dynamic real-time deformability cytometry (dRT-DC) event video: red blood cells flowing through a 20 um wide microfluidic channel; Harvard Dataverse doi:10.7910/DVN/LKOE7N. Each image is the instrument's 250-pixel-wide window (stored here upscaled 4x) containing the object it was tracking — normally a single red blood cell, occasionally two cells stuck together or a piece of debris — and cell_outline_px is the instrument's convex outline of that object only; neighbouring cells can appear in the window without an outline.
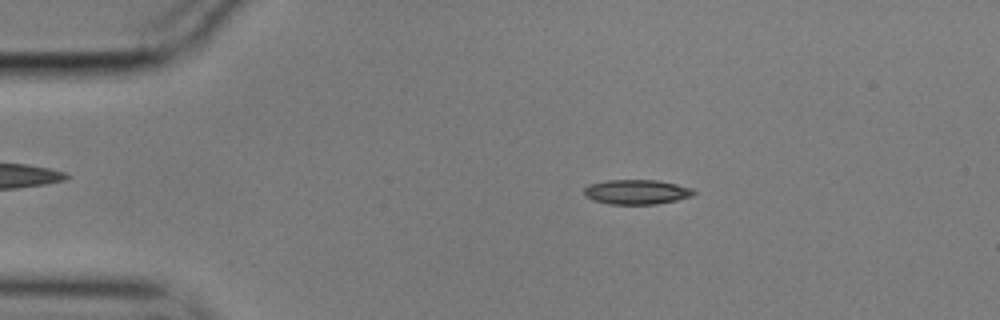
{"species": "common noctule bat (a hibernating species)", "species_latin": "Nyctalus noctula", "temperature_condition": "cold", "stored_images_in_passage": 56, "camera_frame_rate_fps": 3000, "um_per_image_px": 0.085, "animal": {"sex": "male", "body_mass_g": 17.9}, "frame": {"image": 1, "passage_image": 10, "time_ms": 3.0, "image_size_px": [1000, 320], "cell_outline_px": [[696, 192], [692, 196], [676, 200], [656, 204], [608, 204], [592, 200], [584, 192], [584, 188], [588, 184], [608, 180], [656, 180], [676, 184], [692, 188]], "centroid_in_image_um": [54.11, 16.31], "position_along_channel_um": 30.9, "area_um2": 15.72}}
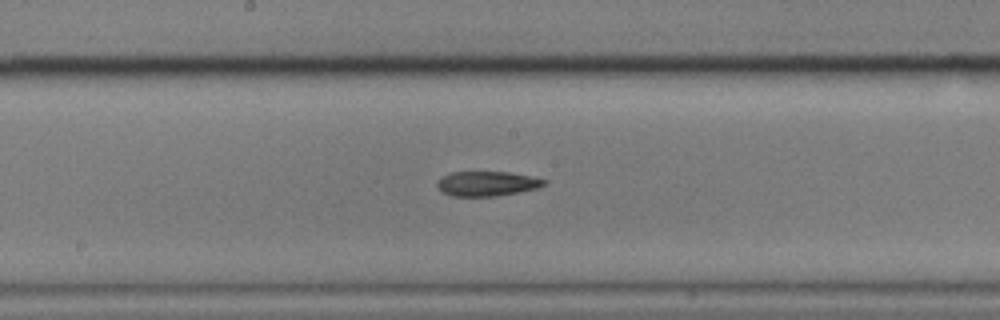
{"frame": {"image": 2, "passage_image": 29, "time_ms": 9.333, "image_size_px": [1000, 320], "cell_outline_px": [[548, 180], [544, 184], [536, 188], [520, 192], [496, 196], [452, 196], [436, 188], [436, 184], [444, 176], [452, 172], [508, 172]], "centroid_in_image_um": [41.38, 15.61], "position_along_channel_um": 206.8, "area_um2": 15.2}}
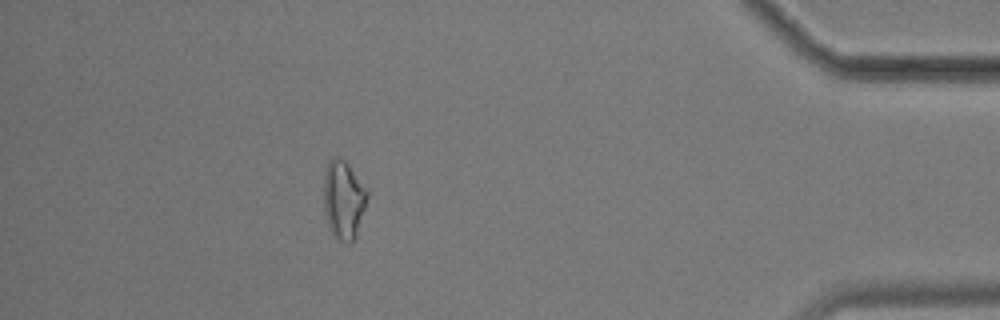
{"frame": {"image": 3, "passage_image": 50, "time_ms": 16.333, "image_size_px": [1000, 320], "cell_outline_px": [[368, 196], [356, 236], [352, 244], [348, 244], [332, 236], [324, 212], [324, 168], [328, 160], [332, 156], [336, 156], [344, 160], [348, 164], [368, 192]], "centroid_in_image_um": [29.17, 16.98], "position_along_channel_um": 406.0, "area_um2": 20.06}, "authors_computed_cell_mechanics": {"area_um2": 15.8083, "velocity_mm_per_s": 3.5298, "shape_relaxation_time_tau1_ms": null, "shape_relaxation_time_tau2_ms": 10.1407, "deformation_change_tau1": null, "deformation_change_tau2": 0.2206}}